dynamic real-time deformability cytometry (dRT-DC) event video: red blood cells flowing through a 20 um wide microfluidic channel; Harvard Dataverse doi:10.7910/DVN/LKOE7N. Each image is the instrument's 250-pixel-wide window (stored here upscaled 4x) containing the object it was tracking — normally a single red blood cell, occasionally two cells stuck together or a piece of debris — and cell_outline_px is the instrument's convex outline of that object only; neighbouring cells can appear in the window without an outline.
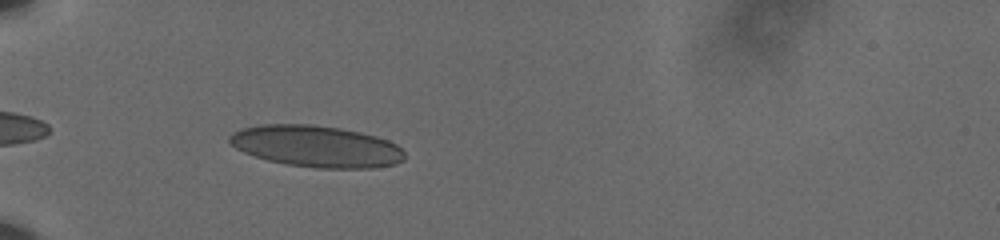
{"species": "human", "species_latin": "Homo sapiens", "temperature_condition": "cold", "stored_images_in_passage": 37, "camera_frame_rate_fps": 3000, "um_per_image_px": 0.085, "donor": {"sex": "male"}, "frame": {"image": 1, "passage_image": 3, "time_ms": 0.667, "image_size_px": [1000, 240], "cell_outline_px": [[404, 160], [396, 164], [372, 168], [316, 168], [288, 164], [268, 160], [244, 152], [236, 148], [228, 140], [228, 136], [232, 132], [240, 128], [260, 124], [308, 124], [340, 128], [360, 132], [376, 136], [388, 140], [396, 144], [404, 152]], "centroid_in_image_um": [26.88, 12.43], "position_along_channel_um": 58.1, "area_um2": 42.43}}
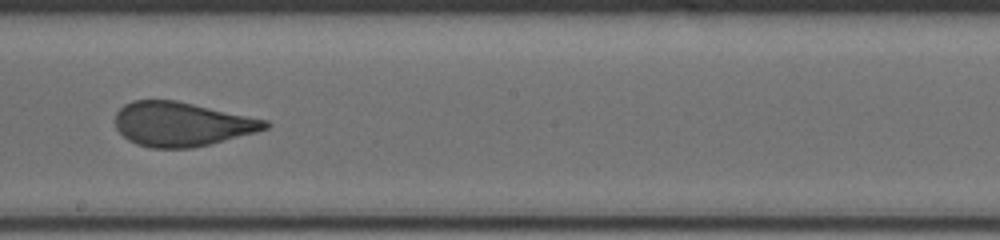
{"frame": {"image": 2, "passage_image": 19, "time_ms": 6.0, "image_size_px": [1000, 240], "cell_outline_px": [[272, 124], [268, 128], [256, 132], [192, 148], [152, 148], [136, 144], [128, 140], [116, 128], [116, 112], [124, 104], [132, 100], [176, 100], [268, 120]], "centroid_in_image_um": [15.44, 10.54], "position_along_channel_um": 232.8, "area_um2": 38.55}}
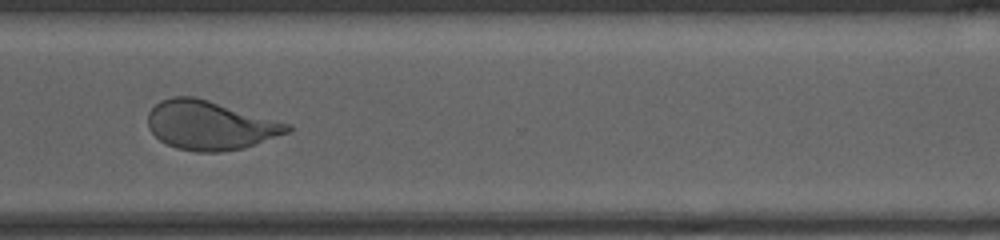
{"frame": {"image": 3, "passage_image": 29, "time_ms": 9.333, "image_size_px": [1000, 240], "cell_outline_px": [[292, 128], [288, 132], [244, 148], [220, 152], [196, 152], [176, 148], [160, 140], [148, 128], [148, 112], [160, 100], [172, 96], [196, 96], [292, 124]], "centroid_in_image_um": [17.85, 10.64], "position_along_channel_um": 352.8, "area_um2": 39.94}, "authors_computed_cell_mechanics": {"area_um2": 39.5352, "velocity_mm_per_s": 3.6094, "shape_relaxation_time_tau1_ms": 7.0167, "shape_relaxation_time_tau2_ms": null, "deformation_change_tau1": 0.1818, "deformation_change_tau2": null}}